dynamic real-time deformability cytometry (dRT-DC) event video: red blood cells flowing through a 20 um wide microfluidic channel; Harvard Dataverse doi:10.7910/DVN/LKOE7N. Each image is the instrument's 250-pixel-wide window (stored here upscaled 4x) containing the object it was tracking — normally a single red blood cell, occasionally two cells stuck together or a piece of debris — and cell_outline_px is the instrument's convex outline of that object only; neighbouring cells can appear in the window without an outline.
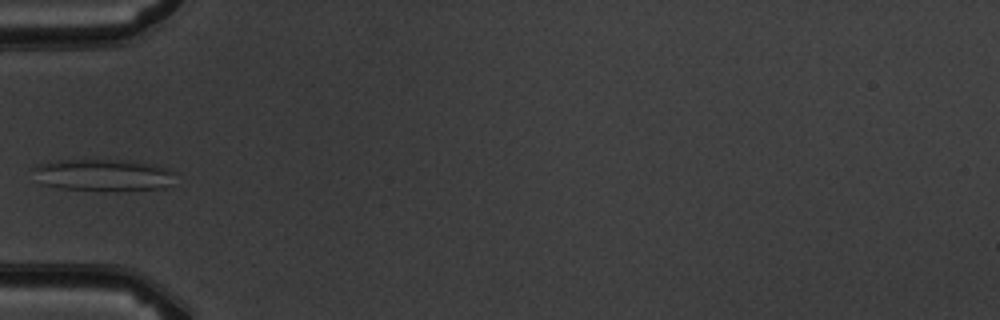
{"species": "common noctule bat (a hibernating species)", "species_latin": "Nyctalus noctula", "temperature_condition": "warm", "stored_images_in_passage": 5, "camera_frame_rate_fps": 3000, "um_per_image_px": 0.085, "animal": {"sex": "male", "body_mass_g": 19.5, "forearm_length_mm": 54.6}, "frame": {"image": 1, "passage_image": 5, "time_ms": 5.333, "image_size_px": [1000, 320], "cell_outline_px": [[176, 172], [172, 184], [164, 188], [116, 192], [112, 192], [60, 188], [40, 184], [32, 168], [36, 164], [60, 160], [132, 160], [156, 164], [168, 168]], "centroid_in_image_um": [8.83, 14.89], "position_along_channel_um": 76.2, "area_um2": 27.34}}